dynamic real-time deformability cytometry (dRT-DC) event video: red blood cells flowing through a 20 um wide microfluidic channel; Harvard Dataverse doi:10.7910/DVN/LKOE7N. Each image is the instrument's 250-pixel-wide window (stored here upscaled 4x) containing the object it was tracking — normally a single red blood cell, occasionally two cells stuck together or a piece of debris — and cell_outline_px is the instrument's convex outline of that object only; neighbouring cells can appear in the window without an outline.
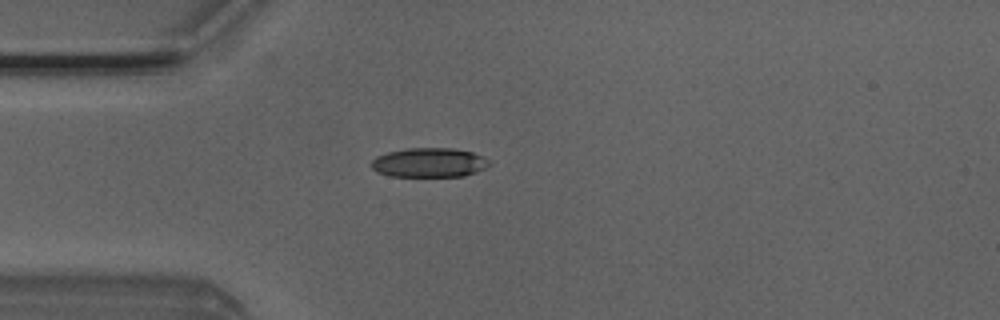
{"species": "Egyptian fruit bat (a non-hibernating species)", "species_latin": "Rousettus aegyptiacus", "temperature_condition": "room temperature", "stored_images_in_passage": 1, "camera_frame_rate_fps": 3000, "um_per_image_px": 0.085, "animal": {"sex": "male"}, "frame": {"image": 1, "passage_image": 1, "time_ms": 0.0, "image_size_px": [1000, 320], "cell_outline_px": [[492, 164], [476, 172], [464, 176], [392, 176], [376, 172], [372, 168], [372, 160], [376, 156], [388, 152], [408, 148], [452, 148], [472, 152], [488, 160]], "centroid_in_image_um": [36.47, 13.82], "position_along_channel_um": 48.5, "area_um2": 20.06}}